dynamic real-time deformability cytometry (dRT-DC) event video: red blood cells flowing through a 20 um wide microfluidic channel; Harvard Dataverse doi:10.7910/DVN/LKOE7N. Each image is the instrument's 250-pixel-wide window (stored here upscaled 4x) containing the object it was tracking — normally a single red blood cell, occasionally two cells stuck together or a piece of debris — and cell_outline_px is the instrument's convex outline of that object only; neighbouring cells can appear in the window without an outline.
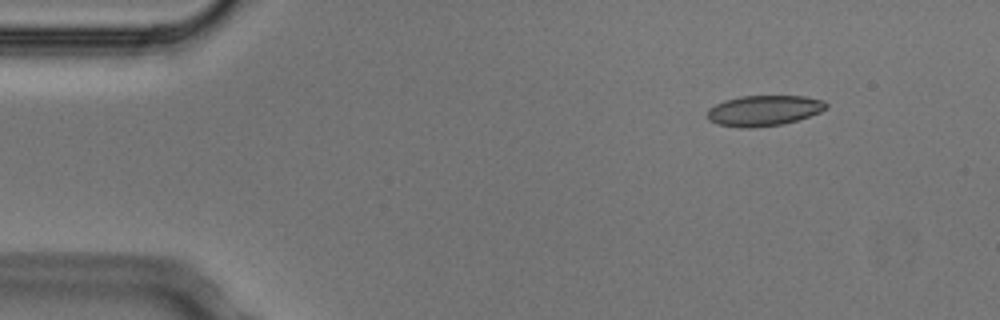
{"species": "Egyptian fruit bat (a non-hibernating species)", "species_latin": "Rousettus aegyptiacus", "temperature_condition": "cold", "stored_images_in_passage": 4, "camera_frame_rate_fps": 3000, "um_per_image_px": 0.085, "animal": {"sex": "male"}, "frame": {"image": 1, "passage_image": 1, "time_ms": 0.0, "image_size_px": [1000, 320], "cell_outline_px": [[828, 108], [820, 112], [784, 124], [748, 128], [740, 128], [716, 124], [708, 120], [708, 108], [724, 100], [740, 96], [804, 96], [824, 100], [828, 104]], "centroid_in_image_um": [64.92, 9.4], "position_along_channel_um": 20.1, "area_um2": 21.27}}